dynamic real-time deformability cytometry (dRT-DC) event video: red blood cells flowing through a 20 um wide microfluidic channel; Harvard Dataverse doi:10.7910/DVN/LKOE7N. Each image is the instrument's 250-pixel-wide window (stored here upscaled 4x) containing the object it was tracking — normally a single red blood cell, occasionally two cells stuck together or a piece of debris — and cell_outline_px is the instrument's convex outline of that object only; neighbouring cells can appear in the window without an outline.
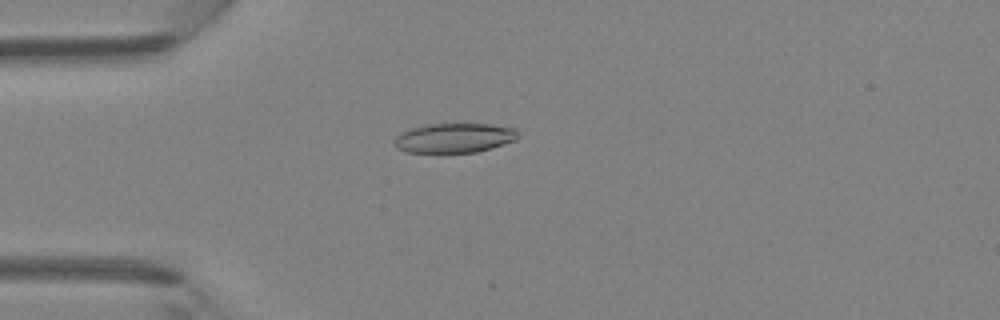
{"species": "Egyptian fruit bat (a non-hibernating species)", "species_latin": "Rousettus aegyptiacus", "temperature_condition": "room temperature", "stored_images_in_passage": 23, "camera_frame_rate_fps": 3000, "um_per_image_px": 0.085, "animal": {"sex": "female"}, "frame": {"image": 1, "passage_image": 12, "time_ms": 3.667, "image_size_px": [1000, 320], "cell_outline_px": [[520, 136], [516, 140], [492, 148], [476, 152], [408, 152], [396, 148], [392, 144], [392, 140], [400, 132], [412, 128], [428, 124], [492, 124], [516, 128]], "centroid_in_image_um": [38.62, 11.72], "position_along_channel_um": 46.4, "area_um2": 21.5}}
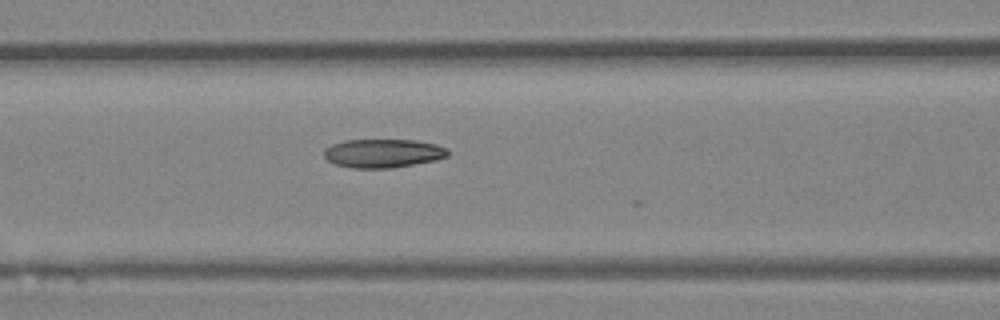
{"frame": {"image": 2, "passage_image": 19, "time_ms": 6.0, "image_size_px": [1000, 320], "cell_outline_px": [[448, 156], [436, 160], [392, 168], [352, 168], [336, 164], [328, 160], [324, 156], [324, 148], [332, 144], [344, 140], [416, 140], [436, 144], [448, 148]], "centroid_in_image_um": [32.56, 13.02], "position_along_channel_um": 134.0, "area_um2": 20.75}}
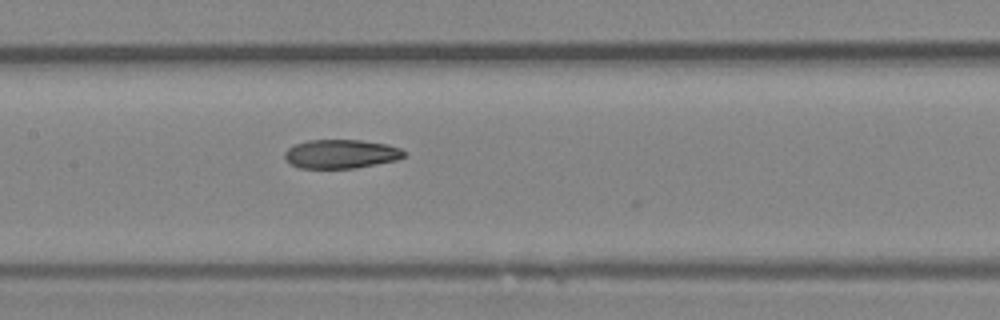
{"frame": {"image": 3, "passage_image": 22, "time_ms": 7.0, "image_size_px": [1000, 320], "cell_outline_px": [[404, 156], [396, 160], [356, 168], [300, 168], [292, 164], [284, 156], [284, 152], [288, 148], [296, 144], [308, 140], [360, 140], [388, 144], [400, 148], [404, 152]], "centroid_in_image_um": [28.98, 13.08], "position_along_channel_um": 178.4, "area_um2": 19.94}}